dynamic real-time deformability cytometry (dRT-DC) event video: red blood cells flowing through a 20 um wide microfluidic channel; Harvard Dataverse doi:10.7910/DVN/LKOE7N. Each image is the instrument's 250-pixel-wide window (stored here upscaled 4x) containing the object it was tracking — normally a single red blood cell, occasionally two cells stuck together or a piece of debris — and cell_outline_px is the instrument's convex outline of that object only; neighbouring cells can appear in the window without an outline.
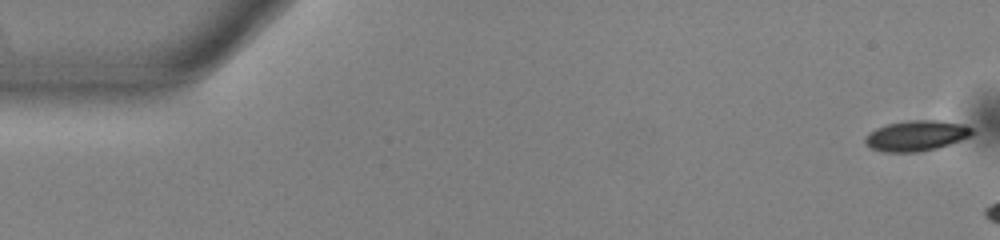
{"species": "common noctule bat (a hibernating species)", "species_latin": "Nyctalus noctula", "temperature_condition": "warm", "stored_images_in_passage": 6, "camera_frame_rate_fps": 3000, "um_per_image_px": 0.085, "animal": {"sex": "male", "body_mass_g": 13.0, "forearm_length_mm": 53.1}, "frame": {"image": 1, "passage_image": 1, "time_ms": 0.0, "image_size_px": [1000, 240], "cell_outline_px": [[976, 132], [972, 136], [936, 148], [920, 152], [884, 152], [872, 148], [864, 144], [864, 136], [876, 128], [888, 124], [908, 120], [936, 120], [964, 124], [972, 128]], "centroid_in_image_um": [77.89, 11.53], "position_along_channel_um": 7.1, "area_um2": 19.13}}